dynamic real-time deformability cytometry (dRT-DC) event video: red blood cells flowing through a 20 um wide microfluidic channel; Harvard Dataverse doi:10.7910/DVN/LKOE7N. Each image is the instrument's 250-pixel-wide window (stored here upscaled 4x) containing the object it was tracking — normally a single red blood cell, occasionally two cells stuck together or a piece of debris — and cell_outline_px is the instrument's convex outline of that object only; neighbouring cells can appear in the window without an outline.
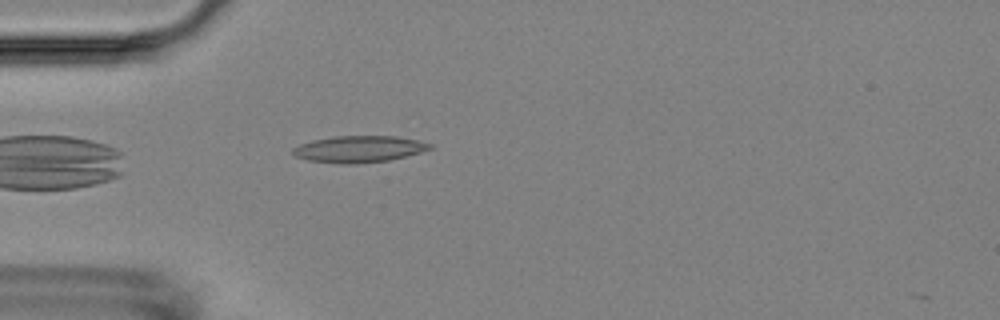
{"species": "Egyptian fruit bat (a non-hibernating species)", "species_latin": "Rousettus aegyptiacus", "temperature_condition": "room temperature", "stored_images_in_passage": 4, "camera_frame_rate_fps": 3000, "um_per_image_px": 0.085, "animal": {"sex": "female"}, "frame": {"image": 1, "passage_image": 4, "time_ms": 4.333, "image_size_px": [1000, 320], "cell_outline_px": [[432, 148], [420, 152], [388, 160], [356, 164], [344, 164], [308, 160], [296, 156], [292, 152], [292, 148], [300, 144], [312, 140], [332, 136], [396, 136], [416, 140], [432, 144]], "centroid_in_image_um": [30.48, 12.66], "position_along_channel_um": 54.5, "area_um2": 21.1}}